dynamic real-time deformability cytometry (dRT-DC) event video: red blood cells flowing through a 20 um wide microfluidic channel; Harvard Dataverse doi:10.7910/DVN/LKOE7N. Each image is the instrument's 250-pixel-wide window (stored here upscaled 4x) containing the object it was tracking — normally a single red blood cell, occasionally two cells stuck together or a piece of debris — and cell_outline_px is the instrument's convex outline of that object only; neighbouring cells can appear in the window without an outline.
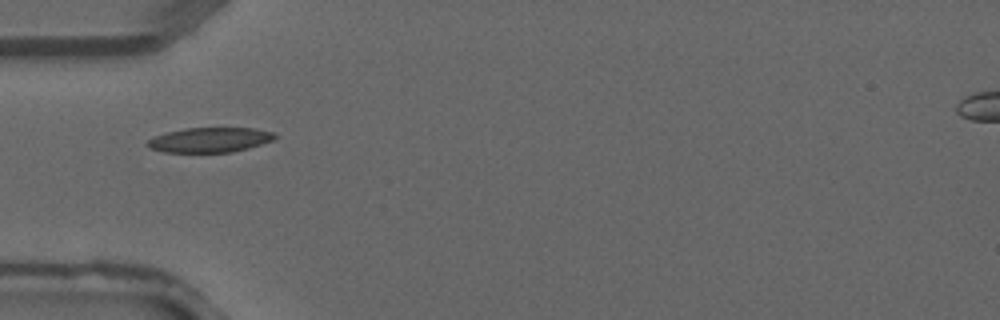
{"species": "common noctule bat (a hibernating species)", "species_latin": "Nyctalus noctula", "temperature_condition": "warm", "stored_images_in_passage": 5, "camera_frame_rate_fps": 3000, "um_per_image_px": 0.085, "animal": {"sex": "male", "forearm_length_mm": 52.5}, "frame": {"image": 1, "passage_image": 5, "time_ms": 1.333, "image_size_px": [1000, 320], "cell_outline_px": [[276, 136], [272, 140], [248, 148], [232, 152], [164, 152], [148, 148], [144, 144], [148, 140], [156, 136], [168, 132], [184, 128], [252, 128], [276, 132]], "centroid_in_image_um": [17.81, 11.89], "position_along_channel_um": 67.2, "area_um2": 18.38}}